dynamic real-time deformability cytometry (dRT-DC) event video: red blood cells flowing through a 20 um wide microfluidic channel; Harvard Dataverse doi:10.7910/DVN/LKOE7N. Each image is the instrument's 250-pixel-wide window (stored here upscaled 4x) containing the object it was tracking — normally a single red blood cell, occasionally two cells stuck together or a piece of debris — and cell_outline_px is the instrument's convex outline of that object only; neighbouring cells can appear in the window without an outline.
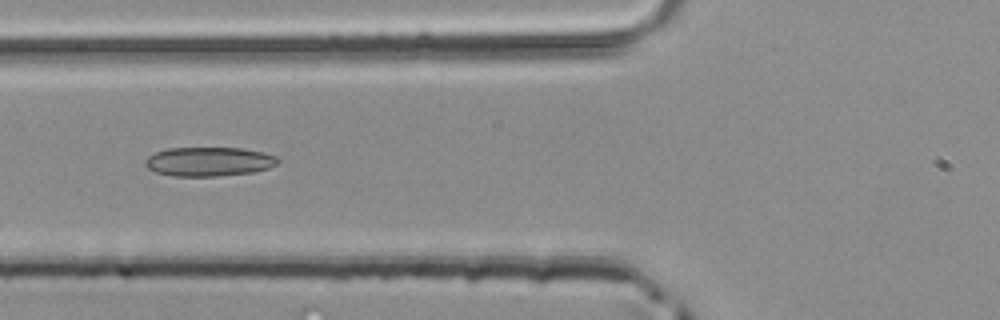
{"species": "common noctule bat (a hibernating species)", "species_latin": "Nyctalus noctula", "temperature_condition": "room temperature", "stored_images_in_passage": 3, "camera_frame_rate_fps": 3000, "um_per_image_px": 0.085, "animal": {"sex": "male", "body_mass_g": 20.4}, "frame": {"image": 1, "passage_image": 3, "time_ms": 0.667, "image_size_px": [1000, 320], "cell_outline_px": [[280, 160], [276, 164], [268, 168], [252, 172], [220, 176], [172, 176], [156, 172], [148, 168], [144, 164], [144, 160], [148, 156], [156, 152], [168, 148], [240, 148], [264, 152], [276, 156]], "centroid_in_image_um": [17.74, 13.73], "position_along_channel_um": 108.1, "area_um2": 22.54}}